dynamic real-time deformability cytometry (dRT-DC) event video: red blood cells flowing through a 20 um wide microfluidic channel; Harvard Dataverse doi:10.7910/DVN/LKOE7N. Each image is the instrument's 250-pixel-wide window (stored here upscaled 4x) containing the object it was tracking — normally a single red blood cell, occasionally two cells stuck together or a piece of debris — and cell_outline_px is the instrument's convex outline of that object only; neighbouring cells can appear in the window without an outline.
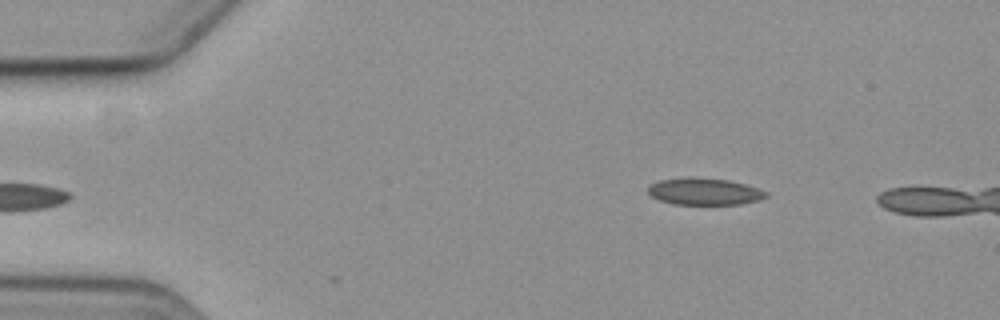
{"species": "common noctule bat (a hibernating species)", "species_latin": "Nyctalus noctula", "temperature_condition": "cold", "stored_images_in_passage": 4, "camera_frame_rate_fps": 3000, "um_per_image_px": 0.085, "animal": {"sex": "female", "body_mass_g": 19.3, "forearm_length_mm": 54.1}, "frame": {"image": 1, "passage_image": 4, "time_ms": 3.333, "image_size_px": [1000, 320], "cell_outline_px": [[768, 196], [756, 200], [740, 204], [676, 204], [660, 200], [652, 196], [648, 192], [648, 188], [652, 184], [660, 180], [688, 176], [728, 180], [744, 184], [768, 192]], "centroid_in_image_um": [59.86, 16.26], "position_along_channel_um": 25.1, "area_um2": 18.26}}